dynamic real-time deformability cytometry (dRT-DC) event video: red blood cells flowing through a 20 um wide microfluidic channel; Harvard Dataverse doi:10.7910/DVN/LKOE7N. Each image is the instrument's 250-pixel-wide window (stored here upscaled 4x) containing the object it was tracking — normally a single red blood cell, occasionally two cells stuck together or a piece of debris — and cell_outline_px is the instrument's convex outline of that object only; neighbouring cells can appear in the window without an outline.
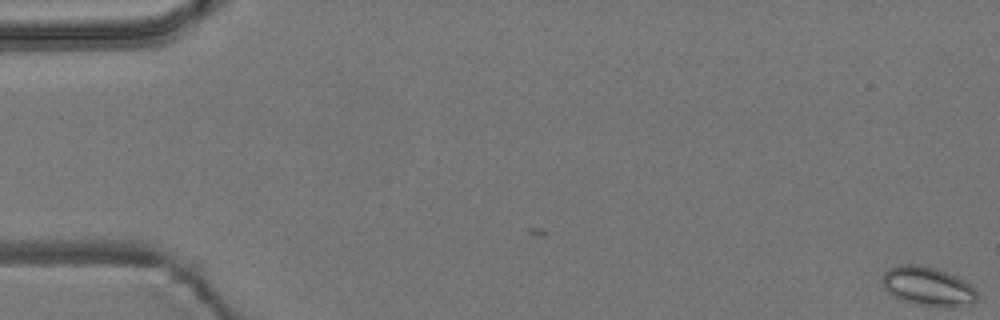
{"species": "common noctule bat (a hibernating species)", "species_latin": "Nyctalus noctula", "temperature_condition": "room temperature", "stored_images_in_passage": 5, "camera_frame_rate_fps": 3000, "um_per_image_px": 0.085, "animal": {"sex": "male", "body_mass_g": 19.2, "forearm_length_mm": 51.8}, "frame": {"image": 1, "passage_image": 1, "time_ms": 0.0, "image_size_px": [1000, 320], "cell_outline_px": [[976, 300], [972, 304], [920, 304], [900, 300], [888, 292], [884, 288], [880, 280], [884, 272], [888, 268], [900, 264], [924, 264], [940, 268], [964, 280], [976, 292]], "centroid_in_image_um": [78.77, 24.25], "position_along_channel_um": 6.2, "area_um2": 21.15}}